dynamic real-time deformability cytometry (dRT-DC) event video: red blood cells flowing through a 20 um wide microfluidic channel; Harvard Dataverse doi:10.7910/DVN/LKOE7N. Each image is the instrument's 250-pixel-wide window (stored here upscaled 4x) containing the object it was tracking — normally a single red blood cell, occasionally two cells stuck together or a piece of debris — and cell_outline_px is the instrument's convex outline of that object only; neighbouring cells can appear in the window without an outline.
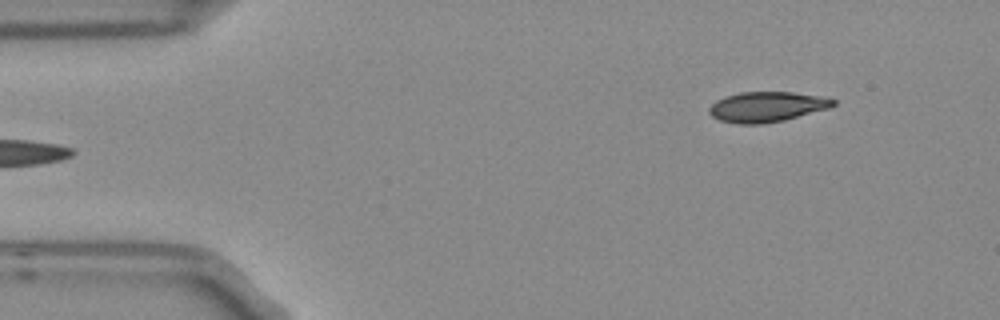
{"species": "Egyptian fruit bat (a non-hibernating species)", "species_latin": "Rousettus aegyptiacus", "temperature_condition": "room temperature", "stored_images_in_passage": 5, "camera_frame_rate_fps": 3000, "um_per_image_px": 0.085, "frame": {"image": 1, "passage_image": 5, "time_ms": 1.333, "image_size_px": [1000, 320], "cell_outline_px": [[836, 104], [828, 108], [784, 120], [764, 124], [740, 124], [720, 120], [712, 116], [708, 112], [708, 108], [716, 100], [724, 96], [740, 92], [792, 92], [820, 96], [836, 100]], "centroid_in_image_um": [65.15, 9.08], "position_along_channel_um": 19.9, "area_um2": 21.79}}